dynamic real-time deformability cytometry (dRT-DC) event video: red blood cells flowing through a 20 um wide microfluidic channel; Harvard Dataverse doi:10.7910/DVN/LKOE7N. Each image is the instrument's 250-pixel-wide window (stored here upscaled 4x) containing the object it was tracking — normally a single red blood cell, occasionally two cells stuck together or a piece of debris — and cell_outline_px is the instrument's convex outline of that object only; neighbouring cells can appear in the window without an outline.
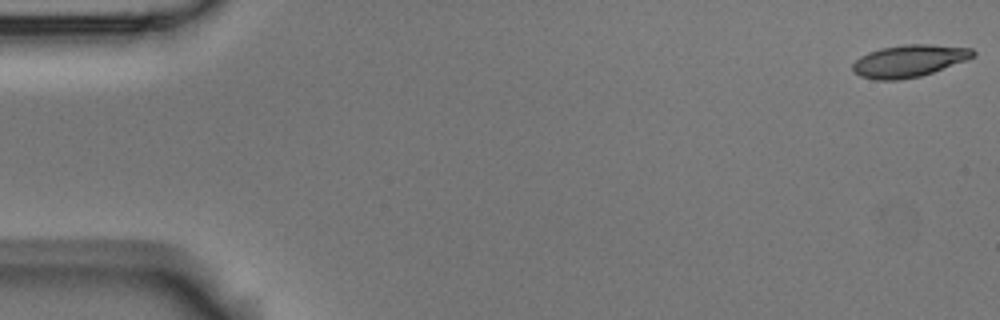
{"species": "Egyptian fruit bat (a non-hibernating species)", "species_latin": "Rousettus aegyptiacus", "temperature_condition": "room temperature", "stored_images_in_passage": 5, "camera_frame_rate_fps": 3000, "um_per_image_px": 0.085, "animal": {"sex": "male"}, "frame": {"image": 1, "passage_image": 1, "time_ms": 0.0, "image_size_px": [1000, 320], "cell_outline_px": [[976, 56], [968, 60], [920, 76], [900, 80], [876, 80], [860, 76], [852, 72], [852, 64], [860, 56], [868, 52], [880, 48], [904, 44], [928, 44], [972, 48], [976, 52]], "centroid_in_image_um": [77.26, 5.17], "position_along_channel_um": 7.7, "area_um2": 22.77}}
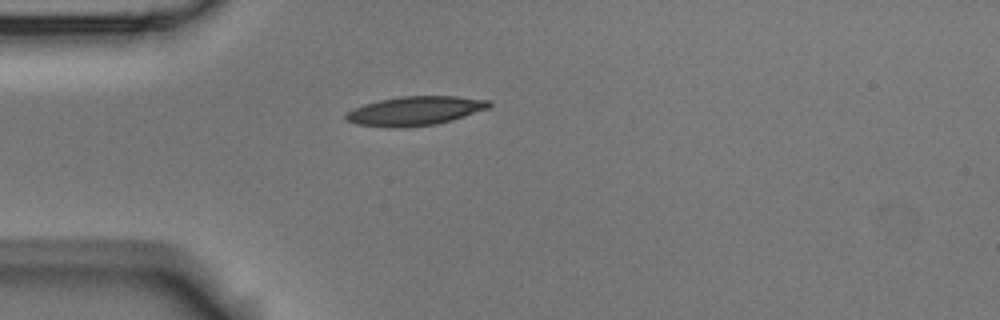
{"frame": {"image": 2, "passage_image": 5, "time_ms": 1.333, "image_size_px": [1000, 320], "cell_outline_px": [[492, 104], [488, 108], [452, 120], [436, 124], [404, 128], [388, 128], [356, 124], [344, 120], [344, 116], [348, 112], [364, 104], [380, 100], [400, 96], [456, 96], [492, 100]], "centroid_in_image_um": [35.28, 9.43], "position_along_channel_um": 49.7, "area_um2": 24.39}}